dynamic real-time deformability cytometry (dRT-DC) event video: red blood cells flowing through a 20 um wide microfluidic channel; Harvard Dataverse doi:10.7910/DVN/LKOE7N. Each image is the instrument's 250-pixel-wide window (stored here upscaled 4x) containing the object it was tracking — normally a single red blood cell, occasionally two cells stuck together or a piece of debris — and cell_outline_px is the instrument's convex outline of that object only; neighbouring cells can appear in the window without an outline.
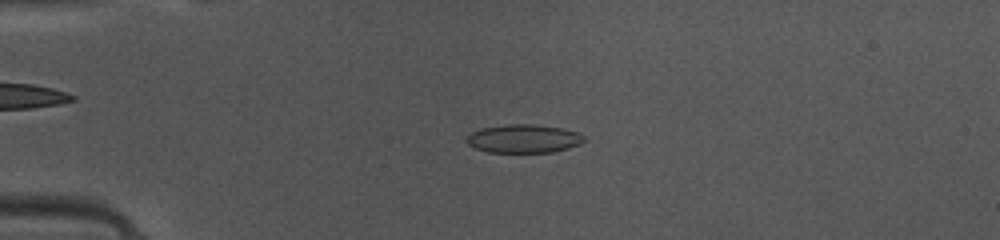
{"species": "common noctule bat (a hibernating species)", "species_latin": "Nyctalus noctula", "temperature_condition": "warm", "stored_images_in_passage": 34, "camera_frame_rate_fps": 3000, "um_per_image_px": 0.085, "animal": {"sex": "female", "body_mass_g": 10.0, "forearm_length_mm": 53.1}, "frame": {"image": 1, "passage_image": 2, "time_ms": 0.333, "image_size_px": [1000, 240], "cell_outline_px": [[584, 140], [580, 144], [568, 148], [552, 152], [488, 152], [476, 148], [468, 144], [464, 140], [472, 132], [480, 128], [512, 124], [536, 124], [560, 128], [580, 132], [584, 136]], "centroid_in_image_um": [44.52, 11.78], "position_along_channel_um": 40.5, "area_um2": 19.42}}
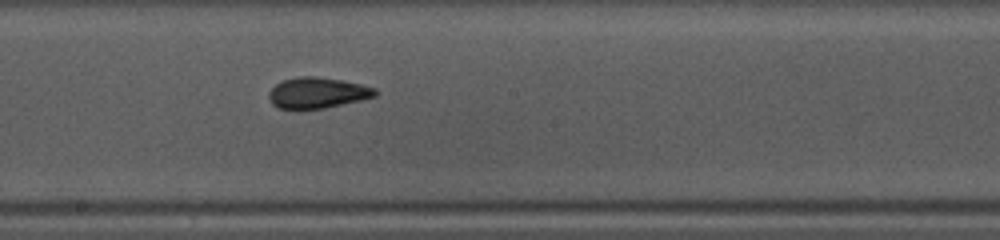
{"frame": {"image": 2, "passage_image": 17, "time_ms": 5.333, "image_size_px": [1000, 240], "cell_outline_px": [[376, 96], [360, 100], [324, 108], [280, 108], [272, 104], [268, 96], [268, 92], [280, 80], [296, 76], [316, 76], [344, 80], [376, 88]], "centroid_in_image_um": [26.96, 7.86], "position_along_channel_um": 221.2, "area_um2": 19.07}}
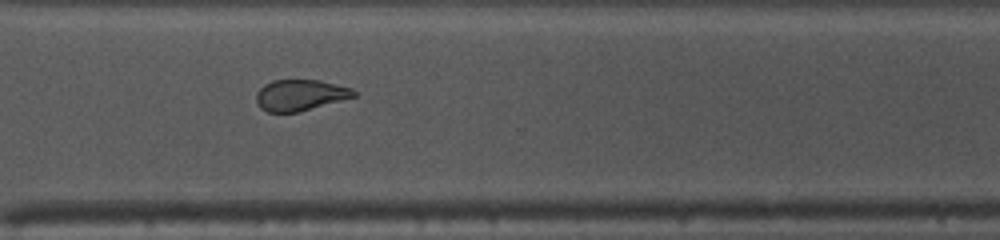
{"frame": {"image": 3, "passage_image": 26, "time_ms": 8.333, "image_size_px": [1000, 240], "cell_outline_px": [[356, 96], [300, 112], [268, 112], [260, 108], [256, 104], [256, 92], [264, 84], [272, 80], [320, 80], [352, 88], [356, 92]], "centroid_in_image_um": [25.49, 8.08], "position_along_channel_um": 345.1, "area_um2": 17.8}, "authors_computed_cell_mechanics": {"area_um2": 19.363, "velocity_mm_per_s": 4.1402, "shape_relaxation_time_tau1_ms": 2.6393, "shape_relaxation_time_tau2_ms": 1.9421, "deformation_change_tau1": 0.0982, "deformation_change_tau2": 0.0843}}